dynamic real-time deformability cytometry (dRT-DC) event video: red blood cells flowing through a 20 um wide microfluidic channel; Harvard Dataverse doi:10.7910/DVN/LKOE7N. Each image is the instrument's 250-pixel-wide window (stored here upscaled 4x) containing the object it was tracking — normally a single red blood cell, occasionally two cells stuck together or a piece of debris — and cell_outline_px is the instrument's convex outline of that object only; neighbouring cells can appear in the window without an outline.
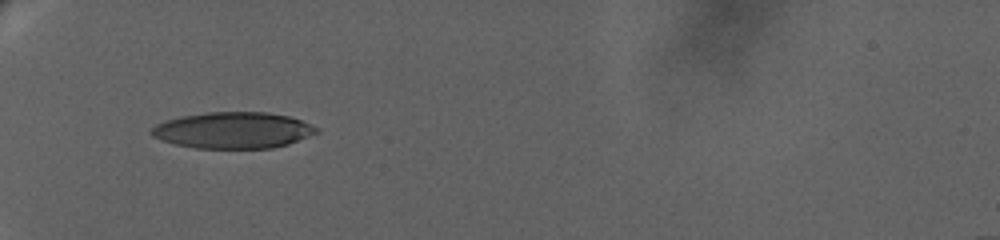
{"species": "human", "species_latin": "Homo sapiens", "temperature_condition": "warm", "stored_images_in_passage": 10, "camera_frame_rate_fps": 3000, "um_per_image_px": 0.085, "donor": {"sex": "female"}, "frame": {"image": 1, "passage_image": 1, "time_ms": 0.0, "image_size_px": [1000, 240], "cell_outline_px": [[320, 132], [288, 144], [272, 148], [196, 148], [176, 144], [160, 140], [152, 136], [152, 128], [156, 124], [180, 116], [208, 112], [264, 112], [288, 116], [300, 120], [320, 128]], "centroid_in_image_um": [19.83, 11.07], "position_along_channel_um": 65.2, "area_um2": 34.8}}
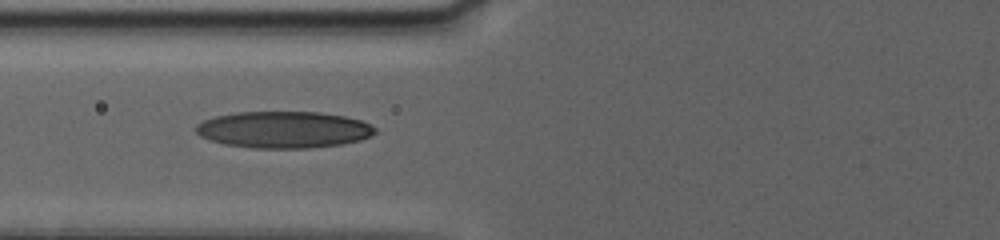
{"frame": {"image": 2, "passage_image": 9, "time_ms": 1.667, "image_size_px": [1000, 240], "cell_outline_px": [[376, 132], [372, 136], [360, 140], [340, 144], [308, 148], [252, 148], [224, 144], [200, 136], [196, 132], [196, 124], [204, 120], [216, 116], [236, 112], [320, 112], [344, 116], [360, 120], [376, 128]], "centroid_in_image_um": [24.11, 11.02], "position_along_channel_um": 101.7, "area_um2": 38.21}}